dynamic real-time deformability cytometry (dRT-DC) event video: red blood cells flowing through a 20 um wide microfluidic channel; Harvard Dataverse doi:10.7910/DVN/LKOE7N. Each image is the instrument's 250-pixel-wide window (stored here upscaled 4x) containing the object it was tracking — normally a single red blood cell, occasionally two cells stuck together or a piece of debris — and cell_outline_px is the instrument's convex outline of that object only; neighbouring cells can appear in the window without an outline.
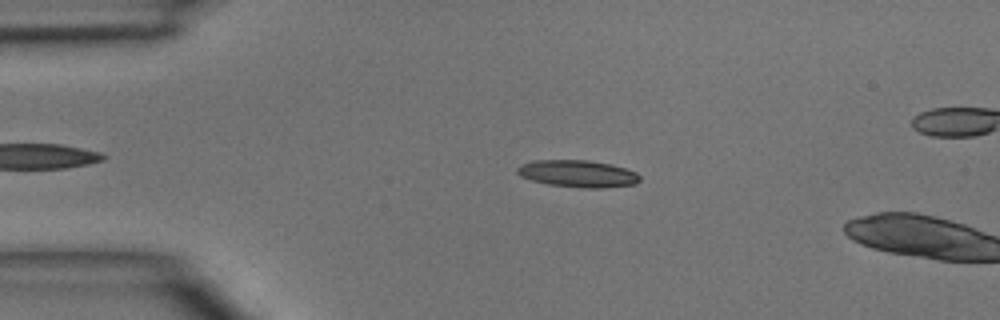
{"species": "common noctule bat (a hibernating species)", "species_latin": "Nyctalus noctula", "temperature_condition": "room temperature", "stored_images_in_passage": 2, "camera_frame_rate_fps": 3000, "um_per_image_px": 0.085, "animal": {"sex": "male", "body_mass_g": 15.6}, "frame": {"image": 1, "passage_image": 1, "time_ms": 0.0, "image_size_px": [1000, 320], "cell_outline_px": [[640, 180], [636, 184], [604, 188], [584, 188], [548, 184], [532, 180], [520, 176], [516, 172], [516, 168], [520, 164], [532, 160], [588, 160], [612, 164], [636, 172], [640, 176]], "centroid_in_image_um": [49.1, 14.76], "position_along_channel_um": 35.9, "area_um2": 19.48}}